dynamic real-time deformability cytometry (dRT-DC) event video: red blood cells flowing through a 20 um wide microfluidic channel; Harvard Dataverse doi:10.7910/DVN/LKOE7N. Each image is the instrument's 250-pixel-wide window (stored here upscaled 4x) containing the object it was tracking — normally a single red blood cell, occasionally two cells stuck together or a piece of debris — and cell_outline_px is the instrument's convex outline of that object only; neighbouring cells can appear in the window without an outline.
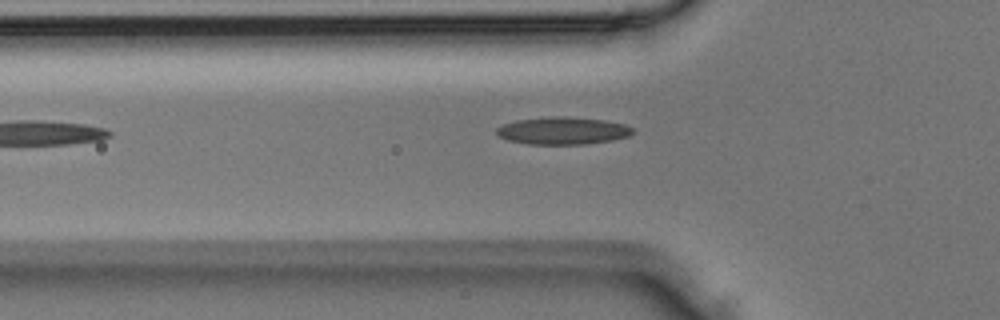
{"species": "Egyptian fruit bat (a non-hibernating species)", "species_latin": "Rousettus aegyptiacus", "temperature_condition": "room temperature", "stored_images_in_passage": 3, "camera_frame_rate_fps": 3000, "um_per_image_px": 0.085, "animal": {"sex": "male"}, "frame": {"image": 1, "passage_image": 3, "time_ms": 0.667, "image_size_px": [1000, 320], "cell_outline_px": [[636, 132], [628, 136], [612, 140], [584, 144], [528, 144], [508, 140], [500, 136], [496, 132], [496, 128], [504, 124], [516, 120], [544, 116], [564, 116], [604, 120], [624, 124], [632, 128]], "centroid_in_image_um": [47.83, 11.1], "position_along_channel_um": 78.0, "area_um2": 21.79}}